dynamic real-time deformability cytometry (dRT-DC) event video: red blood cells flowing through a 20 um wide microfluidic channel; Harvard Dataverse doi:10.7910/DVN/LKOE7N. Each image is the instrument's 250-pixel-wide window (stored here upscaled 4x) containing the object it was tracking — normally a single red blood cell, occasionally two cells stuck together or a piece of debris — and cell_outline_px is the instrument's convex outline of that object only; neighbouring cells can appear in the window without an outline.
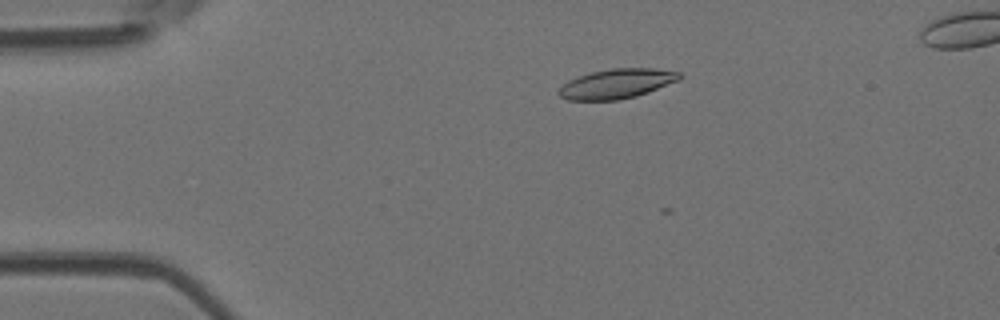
{"species": "Egyptian fruit bat (a non-hibernating species)", "species_latin": "Rousettus aegyptiacus", "temperature_condition": "room temperature", "stored_images_in_passage": 5, "camera_frame_rate_fps": 3000, "um_per_image_px": 0.085, "animal": {"sex": "female"}, "frame": {"image": 1, "passage_image": 3, "time_ms": 0.667, "image_size_px": [1000, 320], "cell_outline_px": [[680, 80], [648, 92], [636, 96], [620, 100], [568, 100], [560, 96], [556, 92], [568, 80], [592, 72], [612, 68], [652, 68], [680, 72]], "centroid_in_image_um": [52.42, 7.12], "position_along_channel_um": 32.6, "area_um2": 20.75}}